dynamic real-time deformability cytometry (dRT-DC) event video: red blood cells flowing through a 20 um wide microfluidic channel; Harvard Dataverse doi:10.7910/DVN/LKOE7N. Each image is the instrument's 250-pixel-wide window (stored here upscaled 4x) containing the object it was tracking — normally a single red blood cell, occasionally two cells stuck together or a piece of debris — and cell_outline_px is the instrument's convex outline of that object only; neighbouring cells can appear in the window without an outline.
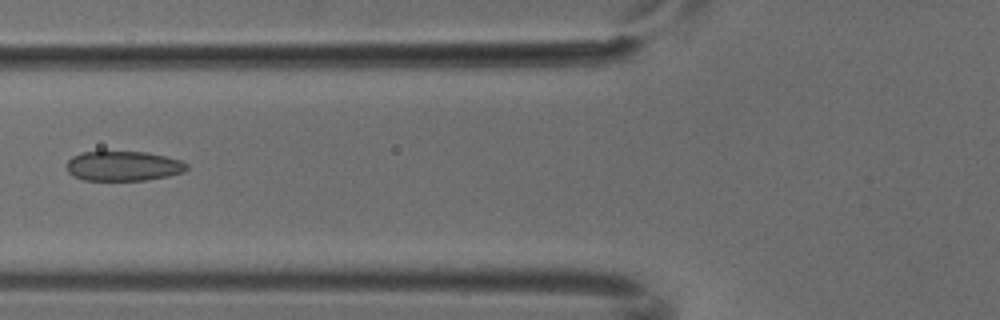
{"species": "common noctule bat (a hibernating species)", "species_latin": "Nyctalus noctula", "temperature_condition": "cold", "stored_images_in_passage": 6, "camera_frame_rate_fps": 3000, "um_per_image_px": 0.085, "animal": {"sex": "male", "body_mass_g": 18.8}, "frame": {"image": 1, "passage_image": 5, "time_ms": 1.333, "image_size_px": [1000, 320], "cell_outline_px": [[188, 168], [184, 172], [168, 176], [144, 180], [84, 180], [72, 176], [68, 172], [64, 164], [72, 156], [84, 152], [148, 152], [180, 160], [188, 164]], "centroid_in_image_um": [10.45, 14.11], "position_along_channel_um": 115.3, "area_um2": 20.92}}
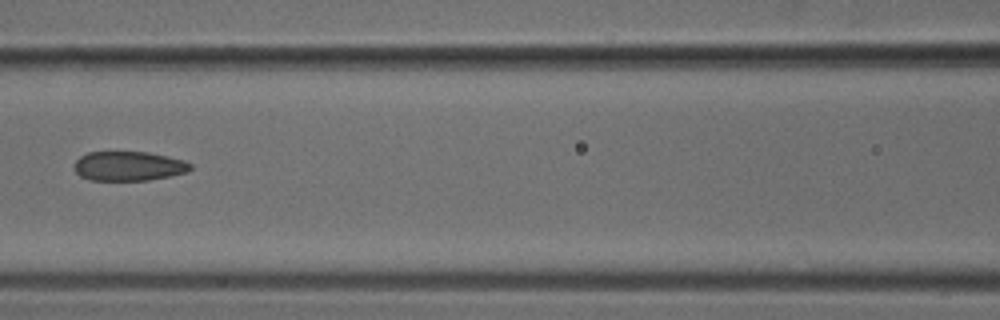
{"frame": {"image": 2, "passage_image": 6, "time_ms": 1.667, "image_size_px": [1000, 320], "cell_outline_px": [[192, 168], [188, 172], [148, 180], [88, 180], [80, 176], [76, 172], [76, 160], [80, 156], [88, 152], [148, 152], [168, 156], [184, 160], [192, 164]], "centroid_in_image_um": [10.96, 14.11], "position_along_channel_um": 155.6, "area_um2": 19.88}}